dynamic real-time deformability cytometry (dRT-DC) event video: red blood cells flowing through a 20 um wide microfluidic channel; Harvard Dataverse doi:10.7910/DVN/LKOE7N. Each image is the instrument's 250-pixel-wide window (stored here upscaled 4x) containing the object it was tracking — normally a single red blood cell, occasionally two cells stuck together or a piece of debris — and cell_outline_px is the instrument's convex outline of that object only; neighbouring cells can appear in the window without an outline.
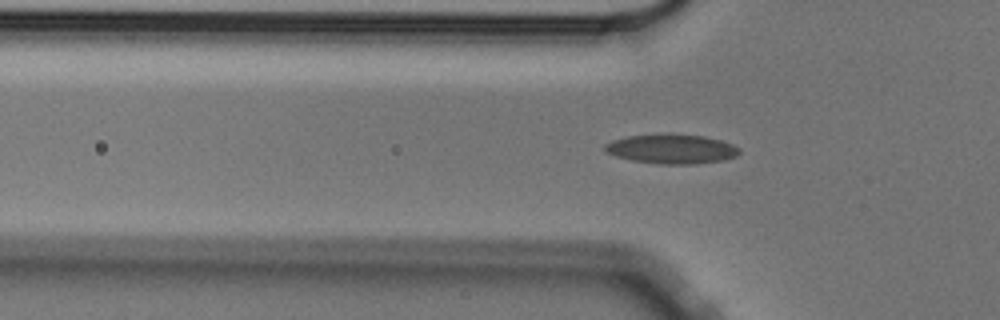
{"species": "Egyptian fruit bat (a non-hibernating species)", "species_latin": "Rousettus aegyptiacus", "temperature_condition": "cold", "stored_images_in_passage": 42, "camera_frame_rate_fps": 3000, "um_per_image_px": 0.085, "animal": {"sex": "male"}, "frame": {"image": 1, "passage_image": 11, "time_ms": 3.333, "image_size_px": [1000, 320], "cell_outline_px": [[740, 152], [736, 156], [724, 160], [696, 164], [656, 164], [632, 160], [616, 156], [604, 152], [604, 144], [612, 140], [628, 136], [704, 136], [720, 140], [732, 144], [740, 148]], "centroid_in_image_um": [57.09, 12.7], "position_along_channel_um": 68.7, "area_um2": 22.48}}
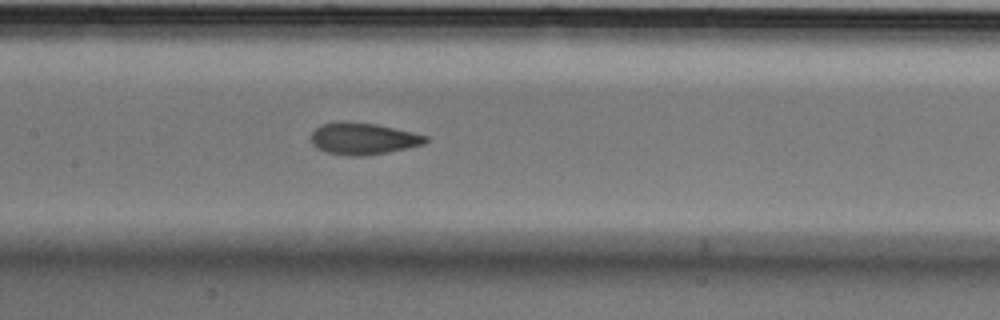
{"frame": {"image": 2, "passage_image": 20, "time_ms": 6.333, "image_size_px": [1000, 320], "cell_outline_px": [[428, 140], [424, 144], [408, 148], [364, 156], [348, 156], [328, 152], [316, 148], [312, 144], [312, 132], [320, 124], [340, 120], [376, 124], [412, 132], [428, 136]], "centroid_in_image_um": [30.85, 11.77], "position_along_channel_um": 176.6, "area_um2": 21.27}}
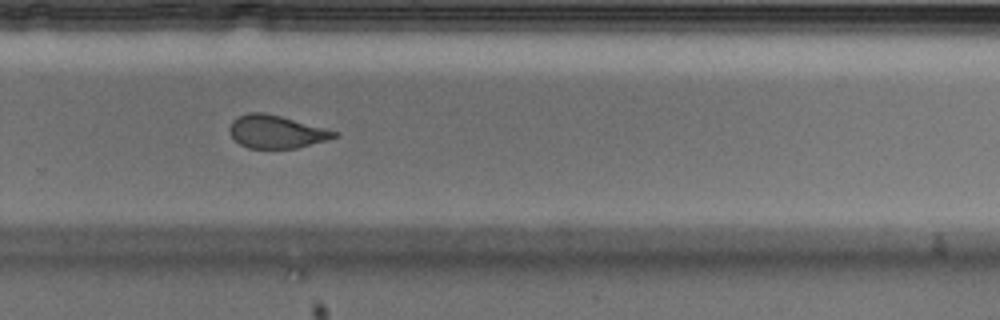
{"frame": {"image": 3, "passage_image": 31, "time_ms": 10.0, "image_size_px": [1000, 320], "cell_outline_px": [[340, 136], [296, 148], [248, 148], [240, 144], [228, 132], [228, 128], [232, 120], [236, 116], [248, 112], [264, 112], [280, 116], [340, 132]], "centroid_in_image_um": [23.45, 11.18], "position_along_channel_um": 306.3, "area_um2": 20.11}}